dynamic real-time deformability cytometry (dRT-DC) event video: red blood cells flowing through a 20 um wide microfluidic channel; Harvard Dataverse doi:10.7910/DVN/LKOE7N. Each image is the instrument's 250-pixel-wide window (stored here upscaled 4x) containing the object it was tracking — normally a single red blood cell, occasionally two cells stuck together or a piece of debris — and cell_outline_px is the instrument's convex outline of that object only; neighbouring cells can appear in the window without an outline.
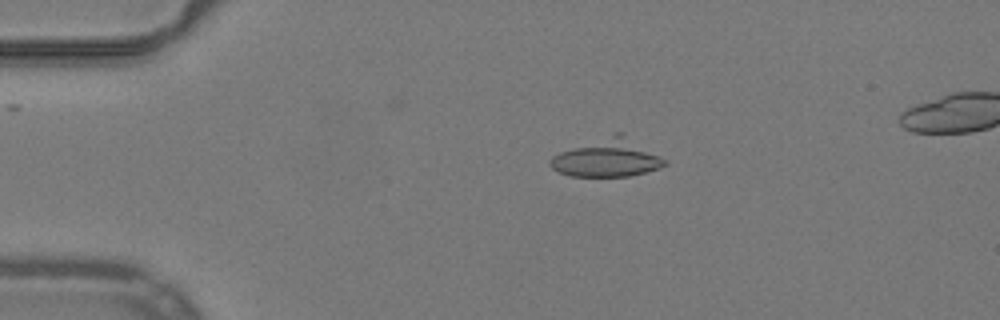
{"species": "common noctule bat (a hibernating species)", "species_latin": "Nyctalus noctula", "temperature_condition": "warm", "stored_images_in_passage": 18, "camera_frame_rate_fps": 3000, "um_per_image_px": 0.085, "animal": {"sex": "male", "body_mass_g": 19.2, "forearm_length_mm": 51.8}, "frame": {"image": 1, "passage_image": 10, "time_ms": 3.0, "image_size_px": [1000, 320], "cell_outline_px": [[668, 164], [660, 168], [628, 176], [568, 176], [556, 172], [548, 164], [548, 160], [552, 156], [560, 152], [616, 132], [620, 132], [668, 160]], "centroid_in_image_um": [51.61, 13.45], "position_along_channel_um": 33.4, "area_um2": 25.09}}
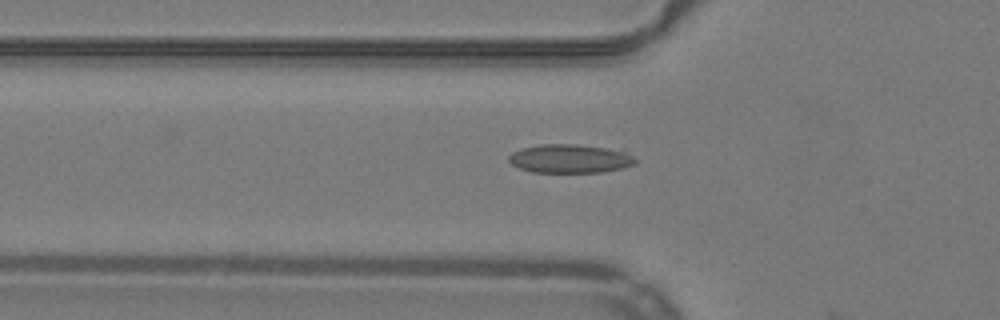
{"frame": {"image": 2, "passage_image": 17, "time_ms": 5.333, "image_size_px": [1000, 320], "cell_outline_px": [[636, 164], [624, 168], [604, 172], [532, 172], [520, 168], [512, 164], [508, 160], [508, 156], [512, 152], [520, 148], [540, 144], [576, 144], [624, 148], [636, 160]], "centroid_in_image_um": [48.53, 13.46], "position_along_channel_um": 77.3, "area_um2": 21.79}}